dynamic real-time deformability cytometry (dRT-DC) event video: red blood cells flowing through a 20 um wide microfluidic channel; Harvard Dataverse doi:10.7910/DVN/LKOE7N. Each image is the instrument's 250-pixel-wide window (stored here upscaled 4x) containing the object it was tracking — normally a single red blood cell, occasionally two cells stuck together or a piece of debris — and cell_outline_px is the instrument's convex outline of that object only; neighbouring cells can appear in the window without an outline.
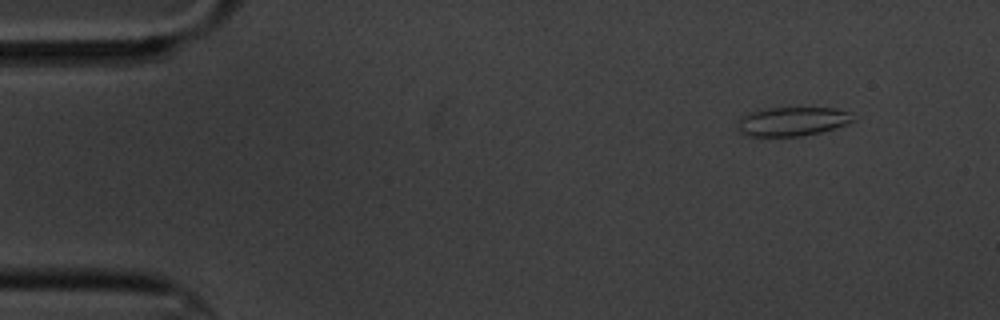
{"species": "common noctule bat (a hibernating species)", "species_latin": "Nyctalus noctula", "temperature_condition": "cold", "stored_images_in_passage": 4, "camera_frame_rate_fps": 3000, "um_per_image_px": 0.085, "animal": {"sex": "male", "body_mass_g": 20.1, "forearm_length_mm": 53.5}, "frame": {"image": 1, "passage_image": 1, "time_ms": 0.0, "image_size_px": [1000, 320], "cell_outline_px": [[856, 120], [848, 124], [836, 128], [820, 132], [800, 136], [748, 136], [740, 132], [740, 120], [744, 116], [752, 112], [768, 108], [836, 108], [848, 112]], "centroid_in_image_um": [67.42, 10.33], "position_along_channel_um": 17.6, "area_um2": 19.19}}
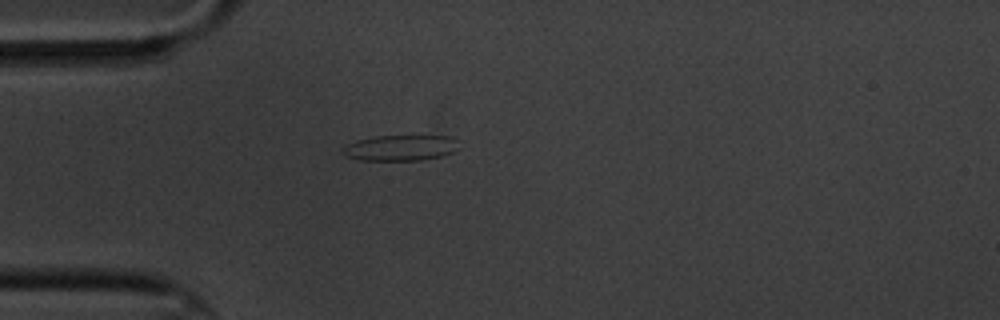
{"frame": {"image": 2, "passage_image": 4, "time_ms": 3.333, "image_size_px": [1000, 320], "cell_outline_px": [[460, 148], [444, 156], [420, 160], [360, 160], [344, 156], [340, 152], [340, 148], [344, 144], [356, 140], [376, 136], [448, 136], [460, 140]], "centroid_in_image_um": [34.02, 12.56], "position_along_channel_um": 51.0, "area_um2": 17.86}}